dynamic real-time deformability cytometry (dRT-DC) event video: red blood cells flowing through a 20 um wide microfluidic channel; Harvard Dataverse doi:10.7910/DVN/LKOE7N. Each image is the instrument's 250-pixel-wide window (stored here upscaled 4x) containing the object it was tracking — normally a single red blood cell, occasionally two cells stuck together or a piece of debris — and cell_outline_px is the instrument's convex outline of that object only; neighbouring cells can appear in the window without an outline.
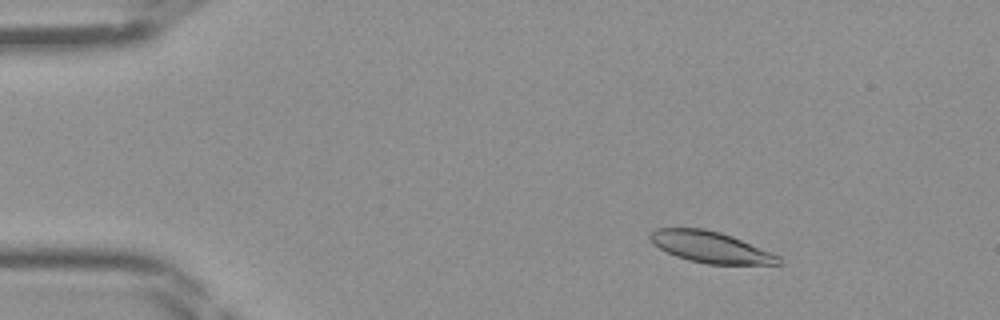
{"species": "Egyptian fruit bat (a non-hibernating species)", "species_latin": "Rousettus aegyptiacus", "temperature_condition": "room temperature", "stored_images_in_passage": 46, "camera_frame_rate_fps": 3000, "um_per_image_px": 0.085, "frame": {"image": 1, "passage_image": 7, "time_ms": 2.0, "image_size_px": [1000, 320], "cell_outline_px": [[784, 264], [708, 264], [688, 260], [676, 256], [652, 244], [648, 240], [648, 232], [656, 228], [704, 228], [720, 232], [732, 236], [772, 252], [780, 256]], "centroid_in_image_um": [60.38, 20.99], "position_along_channel_um": 24.6, "area_um2": 23.58}}
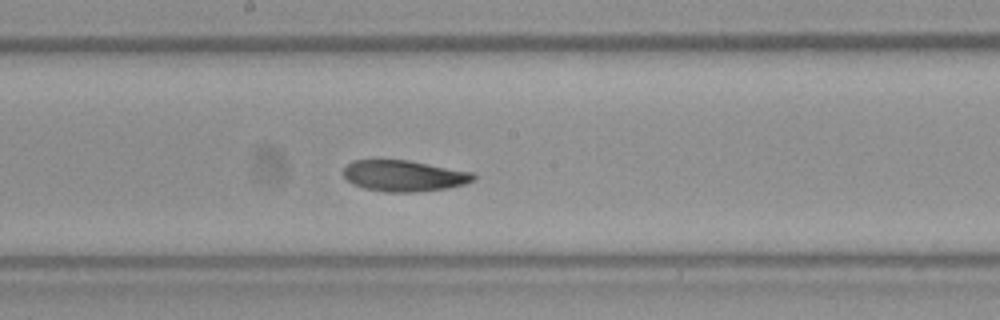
{"frame": {"image": 2, "passage_image": 25, "time_ms": 8.0, "image_size_px": [1000, 320], "cell_outline_px": [[476, 180], [464, 184], [448, 188], [416, 192], [384, 192], [364, 188], [352, 184], [344, 176], [344, 168], [352, 160], [408, 160], [476, 172]], "centroid_in_image_um": [34.39, 14.94], "position_along_channel_um": 213.8, "area_um2": 23.81}}
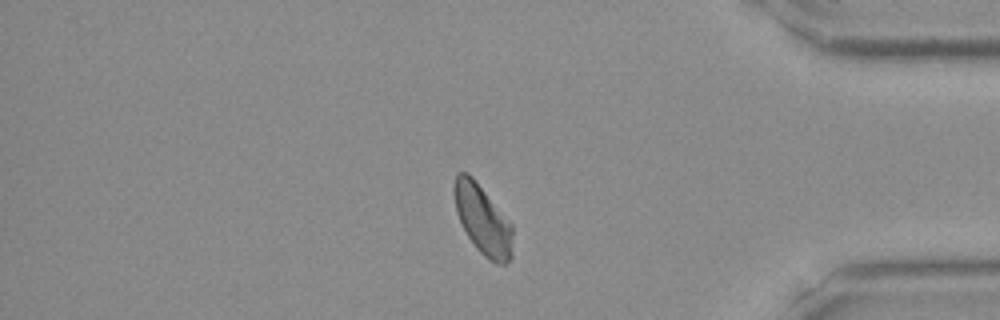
{"frame": {"image": 3, "passage_image": 39, "time_ms": 12.667, "image_size_px": [1000, 320], "cell_outline_px": [[512, 256], [504, 264], [496, 264], [488, 260], [476, 248], [468, 236], [456, 212], [452, 192], [452, 184], [456, 172], [468, 172], [472, 176], [512, 224]], "centroid_in_image_um": [41.0, 18.64], "position_along_channel_um": 394.2, "area_um2": 23.81}}